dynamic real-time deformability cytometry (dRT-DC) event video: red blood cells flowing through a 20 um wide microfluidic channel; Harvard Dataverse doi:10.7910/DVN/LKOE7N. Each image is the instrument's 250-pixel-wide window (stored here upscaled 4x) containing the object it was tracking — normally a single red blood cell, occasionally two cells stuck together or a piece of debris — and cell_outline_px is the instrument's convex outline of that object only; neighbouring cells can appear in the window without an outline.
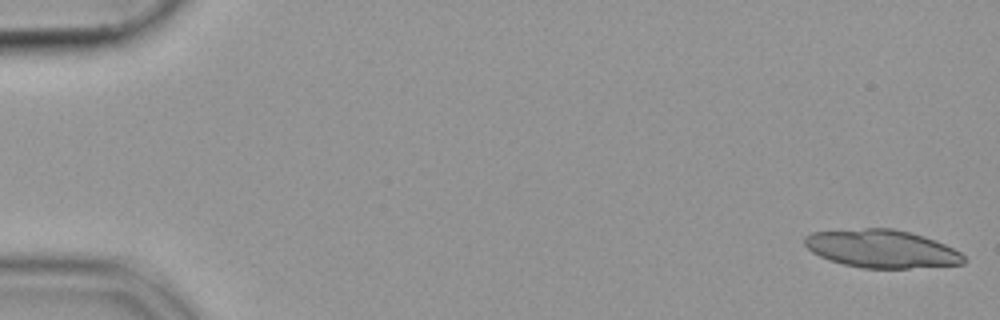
{"species": "common noctule bat (a hibernating species)", "species_latin": "Nyctalus noctula", "temperature_condition": "cold", "stored_images_in_passage": 52, "segment_of_instrument_passage": [1, 2], "camera_frame_rate_fps": 3000, "um_per_image_px": 0.085, "animal": {"sex": "female", "body_mass_g": 19.9}, "frame": {"image": 1, "passage_image": 1, "time_ms": 0.0, "image_size_px": [1000, 320], "cell_outline_px": [[968, 260], [964, 264], [908, 268], [864, 268], [844, 264], [828, 260], [812, 252], [804, 244], [804, 236], [812, 232], [864, 228], [892, 228], [924, 236], [936, 240], [960, 252]], "centroid_in_image_um": [74.95, 21.14], "position_along_channel_um": 10.1, "area_um2": 35.26}}